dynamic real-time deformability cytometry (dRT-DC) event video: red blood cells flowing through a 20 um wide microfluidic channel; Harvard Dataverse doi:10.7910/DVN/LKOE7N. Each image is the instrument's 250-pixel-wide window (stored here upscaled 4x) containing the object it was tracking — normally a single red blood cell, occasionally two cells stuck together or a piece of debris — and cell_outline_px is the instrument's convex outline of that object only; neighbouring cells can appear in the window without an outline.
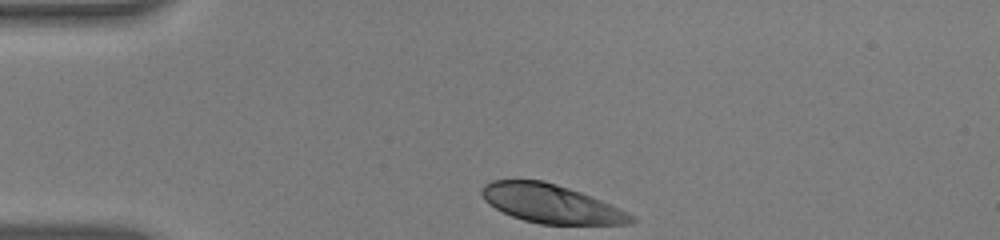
{"species": "human", "species_latin": "Homo sapiens", "temperature_condition": "warm", "stored_images_in_passage": 33, "camera_frame_rate_fps": 3000, "um_per_image_px": 0.085, "donor": {"sex": "male"}, "frame": {"image": 1, "passage_image": 1, "time_ms": 0.0, "image_size_px": [1000, 240], "cell_outline_px": [[636, 220], [632, 224], [540, 224], [524, 220], [512, 216], [488, 204], [484, 200], [480, 192], [480, 188], [484, 184], [492, 180], [544, 180], [580, 192], [620, 208], [636, 216]], "centroid_in_image_um": [46.83, 17.32], "position_along_channel_um": 38.2, "area_um2": 33.58}}
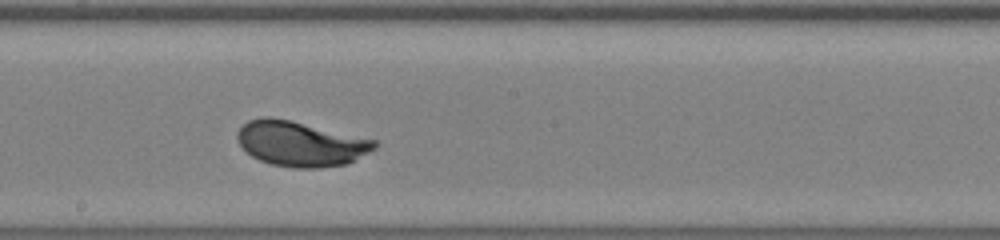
{"frame": {"image": 2, "passage_image": 19, "time_ms": 6.0, "image_size_px": [1000, 240], "cell_outline_px": [[380, 144], [376, 148], [348, 164], [320, 168], [296, 168], [272, 164], [260, 160], [252, 156], [240, 144], [236, 136], [236, 132], [248, 120], [264, 116], [268, 116], [292, 120], [376, 140]], "centroid_in_image_um": [25.57, 12.21], "position_along_channel_um": 222.6, "area_um2": 36.13}}
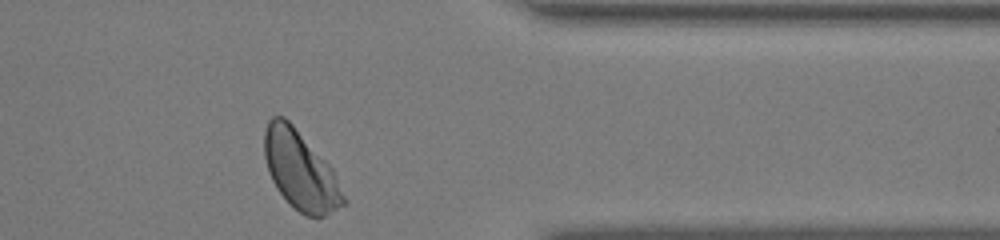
{"frame": {"image": 3, "passage_image": 33, "time_ms": 10.667, "image_size_px": [1000, 240], "cell_outline_px": [[348, 200], [344, 204], [324, 216], [316, 220], [300, 212], [276, 188], [268, 172], [264, 156], [264, 132], [268, 120], [272, 116], [284, 116], [292, 124], [332, 168]], "centroid_in_image_um": [25.54, 14.49], "position_along_channel_um": 385.9, "area_um2": 36.07}, "authors_computed_cell_mechanics": {"area_um2": 35.6048, "velocity_mm_per_s": 3.7746, "shape_relaxation_time_tau1_ms": 2.7428, "shape_relaxation_time_tau2_ms": null, "deformation_change_tau1": 0.1729, "deformation_change_tau2": null}}